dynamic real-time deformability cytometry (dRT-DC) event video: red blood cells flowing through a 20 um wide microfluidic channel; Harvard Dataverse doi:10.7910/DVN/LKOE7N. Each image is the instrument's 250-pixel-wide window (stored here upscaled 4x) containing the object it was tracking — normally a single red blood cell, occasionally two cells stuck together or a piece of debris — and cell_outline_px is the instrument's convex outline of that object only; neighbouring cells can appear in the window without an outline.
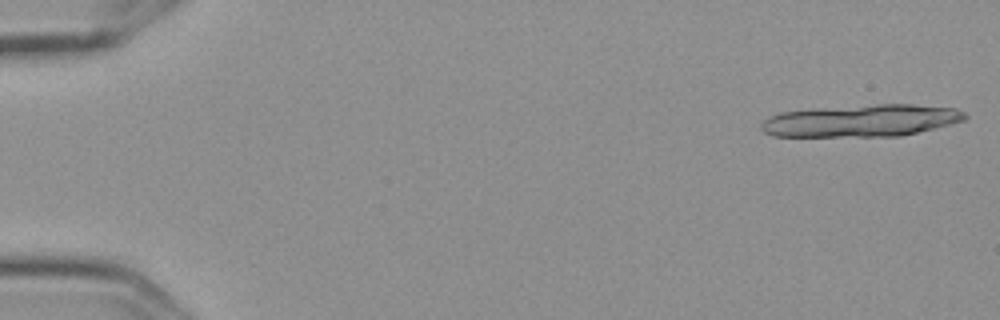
{"species": "Egyptian fruit bat (a non-hibernating species)", "species_latin": "Rousettus aegyptiacus", "temperature_condition": "cold", "stored_images_in_passage": 7, "camera_frame_rate_fps": 3000, "um_per_image_px": 0.085, "frame": {"image": 1, "passage_image": 1, "time_ms": 0.0, "image_size_px": [1000, 320], "cell_outline_px": [[968, 116], [964, 120], [900, 136], [772, 136], [764, 132], [760, 128], [760, 124], [768, 116], [780, 112], [816, 108], [876, 104], [912, 104], [956, 108], [964, 112]], "centroid_in_image_um": [73.16, 10.24], "position_along_channel_um": 11.8, "area_um2": 38.09}}